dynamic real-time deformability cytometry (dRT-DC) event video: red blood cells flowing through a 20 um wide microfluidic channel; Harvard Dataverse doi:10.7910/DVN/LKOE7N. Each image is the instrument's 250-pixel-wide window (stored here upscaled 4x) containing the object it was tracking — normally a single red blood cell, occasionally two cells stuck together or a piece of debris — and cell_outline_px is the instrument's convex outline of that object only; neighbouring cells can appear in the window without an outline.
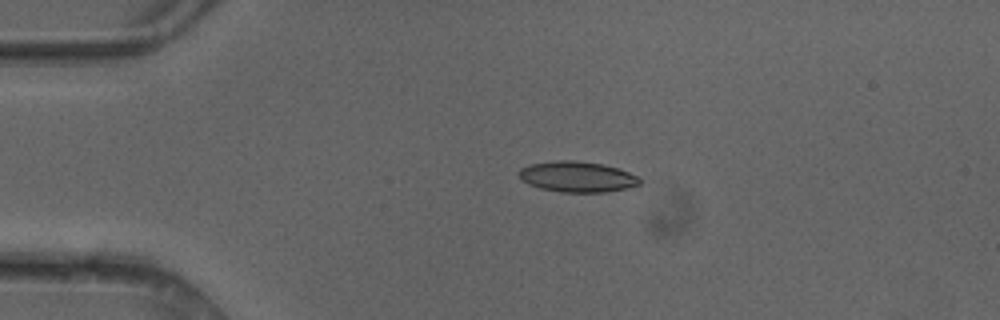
{"species": "common noctule bat (a hibernating species)", "species_latin": "Nyctalus noctula", "temperature_condition": "cold", "stored_images_in_passage": 2, "camera_frame_rate_fps": 3000, "um_per_image_px": 0.085, "animal": {"sex": "female"}, "frame": {"image": 1, "passage_image": 1, "time_ms": 0.0, "image_size_px": [1000, 320], "cell_outline_px": [[640, 184], [628, 188], [604, 192], [560, 192], [540, 188], [528, 184], [520, 176], [520, 168], [528, 164], [556, 160], [576, 160], [600, 164], [616, 168], [628, 172], [636, 176], [640, 180]], "centroid_in_image_um": [49.04, 15.02], "position_along_channel_um": 36.0, "area_um2": 21.39}}